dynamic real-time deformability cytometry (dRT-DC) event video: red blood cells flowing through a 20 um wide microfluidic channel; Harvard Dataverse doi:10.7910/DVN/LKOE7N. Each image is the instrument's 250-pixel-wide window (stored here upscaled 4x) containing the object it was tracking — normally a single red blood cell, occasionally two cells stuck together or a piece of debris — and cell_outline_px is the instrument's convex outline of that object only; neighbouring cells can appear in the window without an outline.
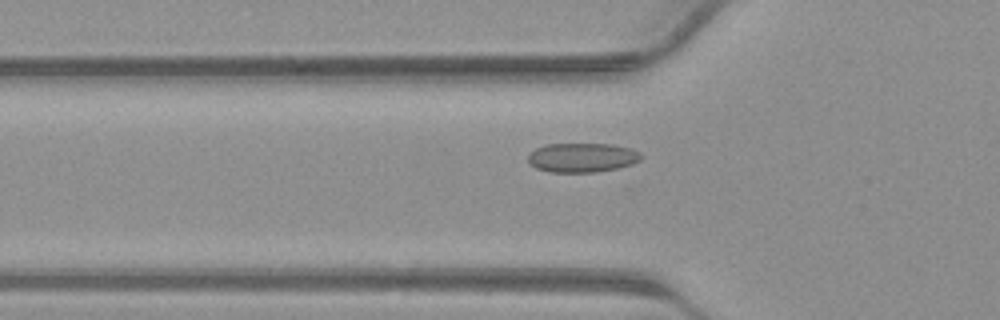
{"species": "common noctule bat (a hibernating species)", "species_latin": "Nyctalus noctula", "temperature_condition": "warm", "stored_images_in_passage": 40, "camera_frame_rate_fps": 3000, "um_per_image_px": 0.085, "animal": {"sex": "male", "body_mass_g": 23.1, "forearm_length_mm": 52.7}, "frame": {"image": 1, "passage_image": 13, "time_ms": 4.0, "image_size_px": [1000, 320], "cell_outline_px": [[644, 156], [640, 160], [632, 164], [616, 168], [596, 172], [548, 172], [536, 168], [528, 160], [528, 156], [536, 148], [544, 144], [612, 144], [632, 148], [640, 152]], "centroid_in_image_um": [49.52, 13.39], "position_along_channel_um": 76.3, "area_um2": 19.36}}
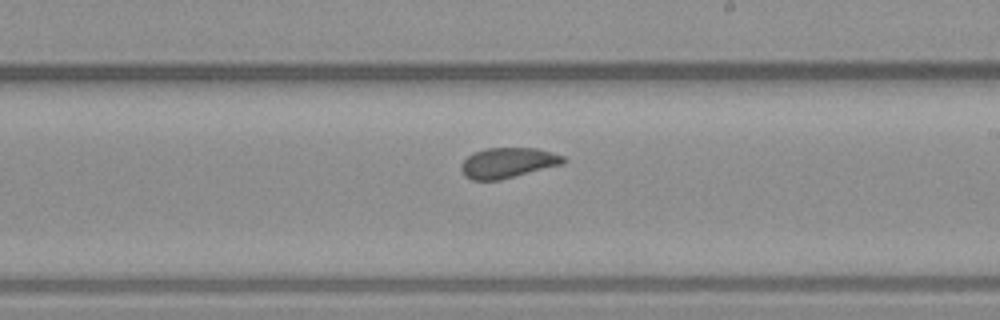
{"frame": {"image": 2, "passage_image": 23, "time_ms": 7.333, "image_size_px": [1000, 320], "cell_outline_px": [[568, 160], [564, 164], [500, 180], [472, 180], [464, 176], [460, 168], [460, 164], [472, 152], [484, 148], [536, 148], [552, 152], [564, 156]], "centroid_in_image_um": [43.17, 13.83], "position_along_channel_um": 245.8, "area_um2": 18.32}}
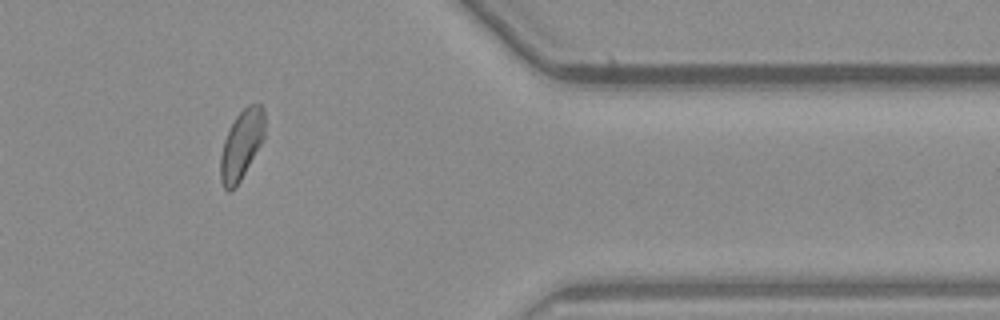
{"frame": {"image": 3, "passage_image": 33, "time_ms": 10.667, "image_size_px": [1000, 320], "cell_outline_px": [[264, 140], [236, 188], [228, 192], [224, 188], [220, 180], [220, 156], [224, 140], [236, 116], [248, 104], [260, 104], [264, 108]], "centroid_in_image_um": [20.53, 12.34], "position_along_channel_um": 390.9, "area_um2": 17.98}}